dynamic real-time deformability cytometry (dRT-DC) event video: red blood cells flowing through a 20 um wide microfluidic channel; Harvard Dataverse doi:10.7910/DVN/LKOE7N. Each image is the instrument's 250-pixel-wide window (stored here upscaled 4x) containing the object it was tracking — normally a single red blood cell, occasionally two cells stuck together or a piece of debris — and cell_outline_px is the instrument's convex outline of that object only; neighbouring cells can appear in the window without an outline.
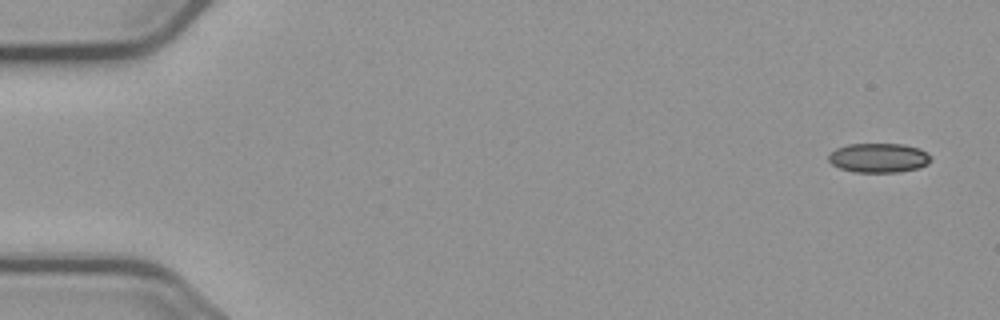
{"species": "common noctule bat (a hibernating species)", "species_latin": "Nyctalus noctula", "temperature_condition": "cold", "stored_images_in_passage": 5, "segment_of_instrument_passage": [1, 2], "camera_frame_rate_fps": 3000, "um_per_image_px": 0.085, "animal": {"sex": "male", "body_mass_g": 23.1, "forearm_length_mm": 52.7}, "frame": {"image": 1, "passage_image": 1, "time_ms": 0.0, "image_size_px": [1000, 320], "cell_outline_px": [[932, 160], [928, 164], [920, 168], [896, 172], [852, 172], [840, 168], [832, 164], [828, 160], [828, 156], [836, 148], [848, 144], [904, 144], [920, 148]], "centroid_in_image_um": [74.68, 13.42], "position_along_channel_um": 10.3, "area_um2": 17.51}}